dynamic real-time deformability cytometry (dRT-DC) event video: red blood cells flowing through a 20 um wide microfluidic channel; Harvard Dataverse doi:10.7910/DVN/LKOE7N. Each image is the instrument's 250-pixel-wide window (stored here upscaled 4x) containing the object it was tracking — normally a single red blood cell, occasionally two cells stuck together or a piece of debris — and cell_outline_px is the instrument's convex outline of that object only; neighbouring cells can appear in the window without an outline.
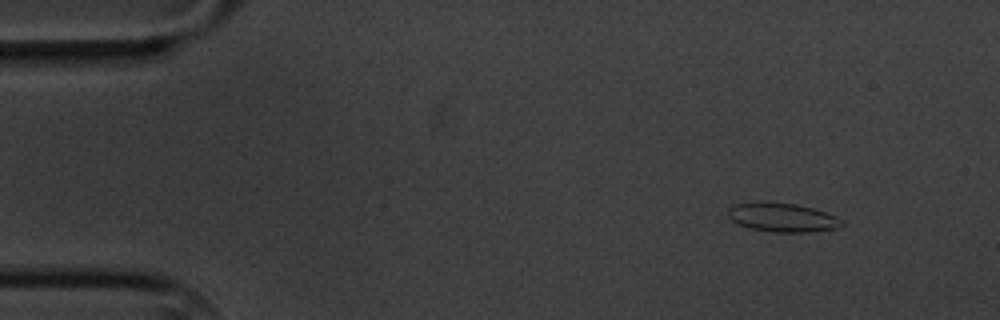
{"species": "common noctule bat (a hibernating species)", "species_latin": "Nyctalus noctula", "temperature_condition": "cold", "stored_images_in_passage": 5, "camera_frame_rate_fps": 3000, "um_per_image_px": 0.085, "animal": {"sex": "male", "body_mass_g": 20.1, "forearm_length_mm": 53.5}, "frame": {"image": 1, "passage_image": 1, "time_ms": 0.0, "image_size_px": [1000, 320], "cell_outline_px": [[844, 224], [836, 228], [808, 232], [776, 232], [748, 228], [732, 220], [728, 216], [728, 208], [736, 204], [764, 200], [796, 204], [812, 208], [836, 216], [844, 220]], "centroid_in_image_um": [66.49, 18.46], "position_along_channel_um": 18.5, "area_um2": 19.31}}
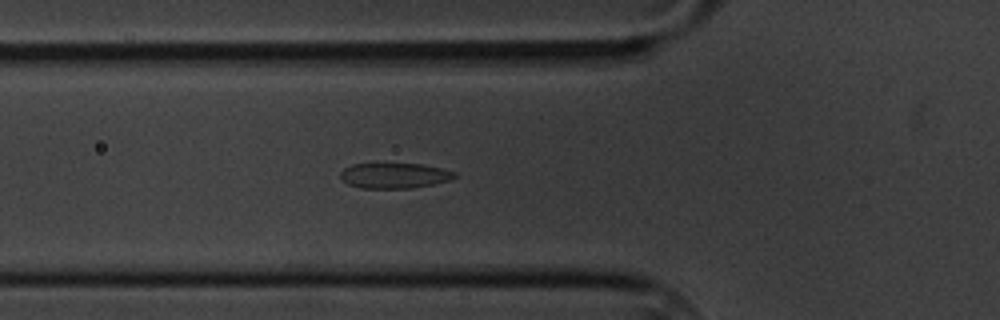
{"frame": {"image": 2, "passage_image": 5, "time_ms": 4.667, "image_size_px": [1000, 320], "cell_outline_px": [[456, 176], [448, 180], [432, 184], [412, 188], [360, 188], [348, 184], [340, 176], [340, 172], [344, 168], [352, 164], [376, 160], [420, 164], [440, 168], [456, 172]], "centroid_in_image_um": [33.44, 14.86], "position_along_channel_um": 92.4, "area_um2": 17.63}}